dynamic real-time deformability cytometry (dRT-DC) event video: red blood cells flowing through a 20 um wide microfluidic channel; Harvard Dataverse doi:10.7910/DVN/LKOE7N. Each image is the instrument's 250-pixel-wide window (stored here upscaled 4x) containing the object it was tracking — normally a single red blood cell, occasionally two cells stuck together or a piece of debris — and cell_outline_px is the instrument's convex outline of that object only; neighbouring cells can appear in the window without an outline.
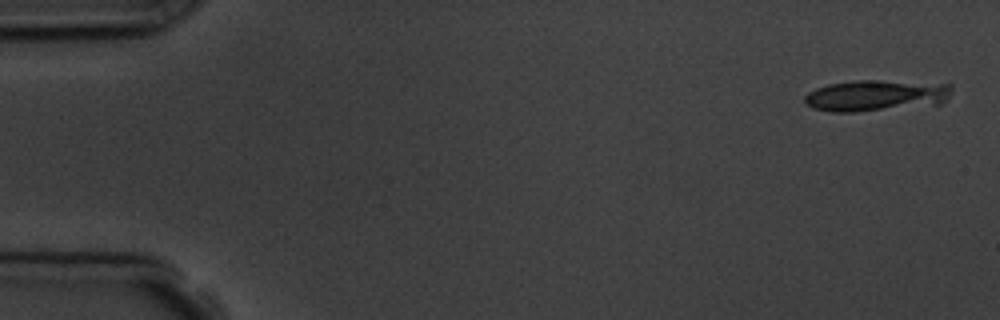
{"species": "common noctule bat (a hibernating species)", "species_latin": "Nyctalus noctula", "temperature_condition": "room temperature", "stored_images_in_passage": 5, "camera_frame_rate_fps": 3000, "um_per_image_px": 0.085, "animal": {"sex": "male", "body_mass_g": 19.5, "forearm_length_mm": 54.6}, "frame": {"image": 1, "passage_image": 1, "time_ms": 0.0, "image_size_px": [1000, 320], "cell_outline_px": [[952, 88], [948, 100], [940, 104], [856, 112], [832, 112], [812, 108], [804, 104], [804, 96], [808, 92], [816, 88], [828, 84], [856, 80], [880, 80], [952, 84]], "centroid_in_image_um": [74.46, 8.12], "position_along_channel_um": 10.5, "area_um2": 27.11}}
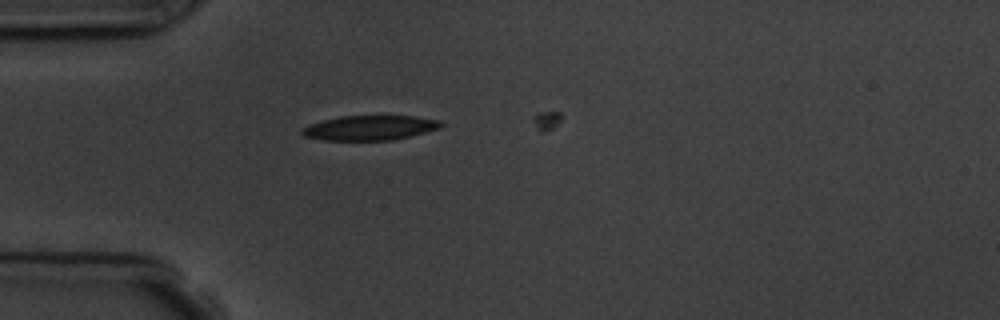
{"frame": {"image": 2, "passage_image": 5, "time_ms": 4.333, "image_size_px": [1000, 320], "cell_outline_px": [[444, 124], [440, 128], [412, 136], [392, 140], [324, 140], [304, 136], [300, 132], [300, 128], [308, 124], [340, 116], [412, 116], [440, 120]], "centroid_in_image_um": [31.42, 10.86], "position_along_channel_um": 53.6, "area_um2": 20.11}}